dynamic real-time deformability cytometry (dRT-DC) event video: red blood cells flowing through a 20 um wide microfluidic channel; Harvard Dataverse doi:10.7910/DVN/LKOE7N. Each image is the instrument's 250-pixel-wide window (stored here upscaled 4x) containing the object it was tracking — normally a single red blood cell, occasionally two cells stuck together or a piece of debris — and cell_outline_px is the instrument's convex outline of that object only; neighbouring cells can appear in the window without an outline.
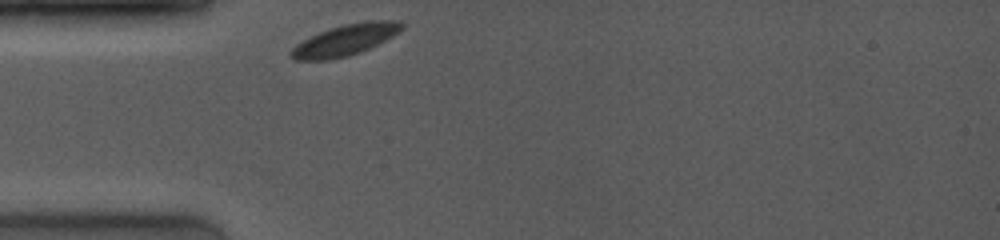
{"species": "common noctule bat (a hibernating species)", "species_latin": "Nyctalus noctula", "temperature_condition": "room temperature", "stored_images_in_passage": 3, "camera_frame_rate_fps": 4000, "um_per_image_px": 0.085, "animal": {"sex": "female", "body_mass_g": 19.0, "forearm_length_mm": 53.3}, "frame": {"image": 1, "passage_image": 1, "time_ms": 0.0, "image_size_px": [1000, 240], "cell_outline_px": [[404, 28], [392, 36], [360, 52], [348, 56], [328, 60], [296, 60], [288, 52], [296, 44], [320, 32], [344, 24], [368, 20], [400, 20], [404, 24]], "centroid_in_image_um": [29.36, 3.39], "position_along_channel_um": 55.6, "area_um2": 19.83}}